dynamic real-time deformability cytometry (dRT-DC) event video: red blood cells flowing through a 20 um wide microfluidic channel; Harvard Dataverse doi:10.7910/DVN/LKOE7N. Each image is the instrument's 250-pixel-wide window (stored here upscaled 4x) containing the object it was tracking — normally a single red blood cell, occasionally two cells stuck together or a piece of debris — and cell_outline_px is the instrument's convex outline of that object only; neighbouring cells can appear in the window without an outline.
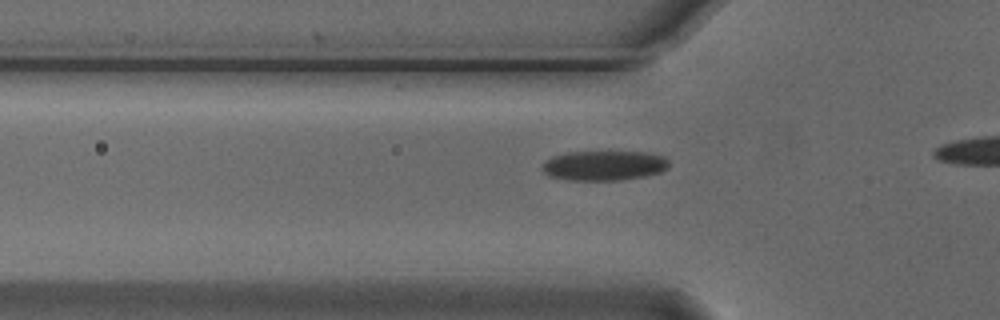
{"species": "Egyptian fruit bat (a non-hibernating species)", "species_latin": "Rousettus aegyptiacus", "temperature_condition": "cold", "stored_images_in_passage": 14, "camera_frame_rate_fps": 3000, "um_per_image_px": 0.085, "animal": {"sex": "male"}, "frame": {"image": 1, "passage_image": 8, "time_ms": 2.333, "image_size_px": [1000, 320], "cell_outline_px": [[668, 168], [660, 172], [644, 176], [620, 180], [568, 180], [548, 176], [540, 168], [544, 160], [552, 156], [568, 152], [652, 152], [664, 156], [668, 160]], "centroid_in_image_um": [51.32, 14.07], "position_along_channel_um": 74.5, "area_um2": 22.25}}
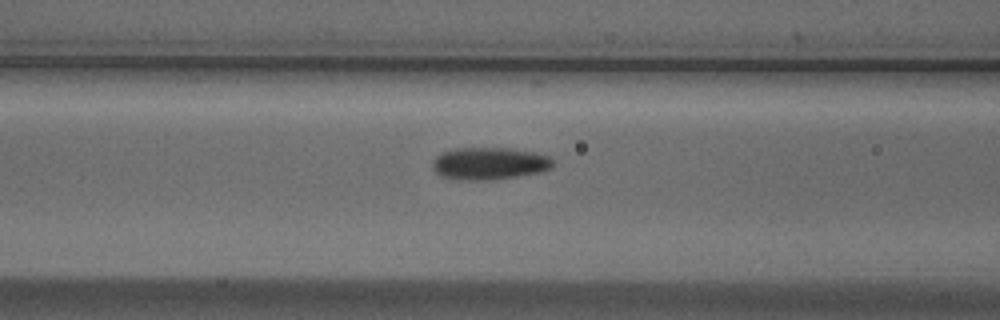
{"frame": {"image": 2, "passage_image": 12, "time_ms": 3.667, "image_size_px": [1000, 320], "cell_outline_px": [[552, 168], [544, 172], [496, 180], [456, 180], [440, 176], [432, 168], [432, 160], [436, 156], [452, 148], [512, 148], [532, 152], [548, 156], [552, 160]], "centroid_in_image_um": [41.58, 13.91], "position_along_channel_um": 125.0, "area_um2": 23.06}}